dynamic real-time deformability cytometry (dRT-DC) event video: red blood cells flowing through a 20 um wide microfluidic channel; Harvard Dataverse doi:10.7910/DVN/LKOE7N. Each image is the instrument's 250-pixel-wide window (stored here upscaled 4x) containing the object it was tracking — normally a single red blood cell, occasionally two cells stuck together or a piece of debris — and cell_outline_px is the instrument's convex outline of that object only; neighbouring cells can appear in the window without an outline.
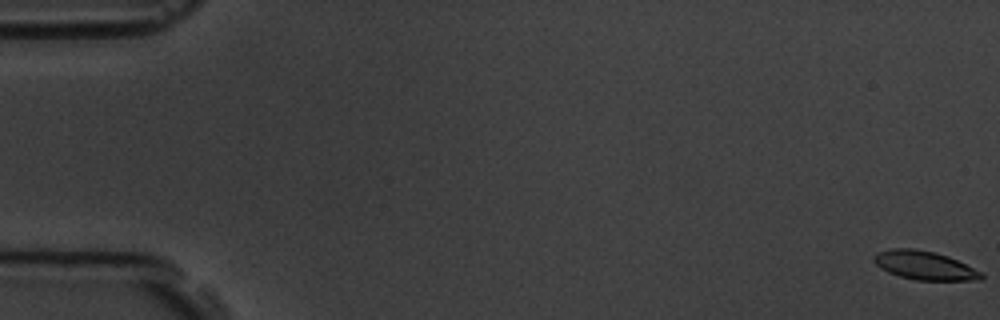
{"species": "common noctule bat (a hibernating species)", "species_latin": "Nyctalus noctula", "temperature_condition": "room temperature", "stored_images_in_passage": 6, "camera_frame_rate_fps": 3000, "um_per_image_px": 0.085, "animal": {"sex": "male", "body_mass_g": 19.5, "forearm_length_mm": 54.6}, "frame": {"image": 1, "passage_image": 1, "time_ms": 0.0, "image_size_px": [1000, 320], "cell_outline_px": [[984, 276], [980, 280], [916, 280], [900, 276], [888, 272], [880, 268], [872, 260], [872, 256], [876, 252], [892, 248], [916, 248], [936, 252], [948, 256], [984, 272]], "centroid_in_image_um": [78.58, 22.55], "position_along_channel_um": 6.4, "area_um2": 18.21}}
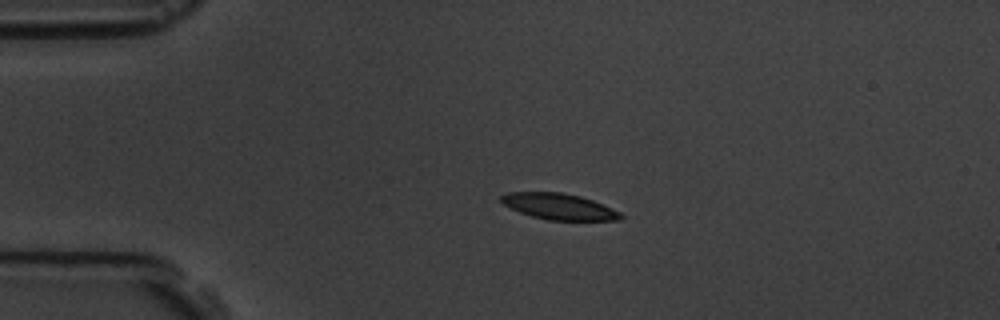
{"frame": {"image": 2, "passage_image": 5, "time_ms": 4.333, "image_size_px": [1000, 320], "cell_outline_px": [[624, 216], [620, 220], [548, 220], [532, 216], [520, 212], [504, 204], [500, 200], [500, 196], [508, 192], [560, 192], [580, 196], [592, 200], [612, 208], [620, 212]], "centroid_in_image_um": [47.53, 17.55], "position_along_channel_um": 37.5, "area_um2": 18.03}}